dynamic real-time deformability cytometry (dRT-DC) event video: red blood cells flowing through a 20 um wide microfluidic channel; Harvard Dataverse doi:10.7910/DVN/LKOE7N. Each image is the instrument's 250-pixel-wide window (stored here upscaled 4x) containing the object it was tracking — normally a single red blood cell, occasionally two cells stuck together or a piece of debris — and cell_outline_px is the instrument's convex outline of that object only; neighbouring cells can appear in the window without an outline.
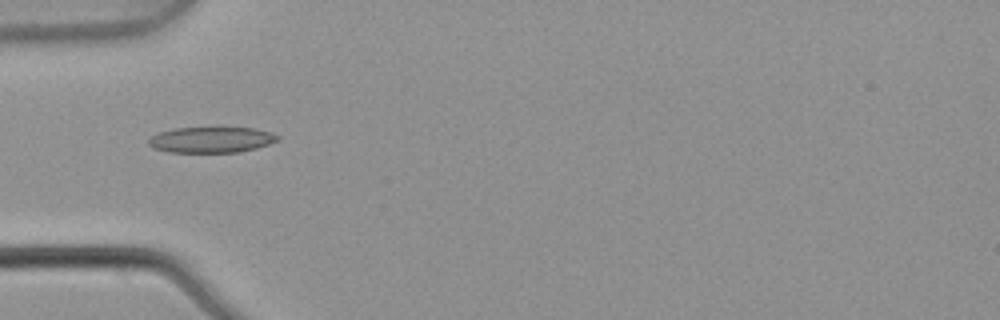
{"species": "common noctule bat (a hibernating species)", "species_latin": "Nyctalus noctula", "temperature_condition": "warm", "stored_images_in_passage": 7, "camera_frame_rate_fps": 3000, "um_per_image_px": 0.085, "animal": {"sex": "male", "body_mass_g": 21.5, "forearm_length_mm": 52.0}, "frame": {"image": 1, "passage_image": 5, "time_ms": 1.333, "image_size_px": [1000, 320], "cell_outline_px": [[280, 140], [256, 148], [240, 152], [168, 152], [152, 148], [148, 144], [148, 140], [152, 136], [160, 132], [176, 128], [252, 128], [272, 132], [280, 136]], "centroid_in_image_um": [17.98, 11.89], "position_along_channel_um": 67.0, "area_um2": 19.36}}
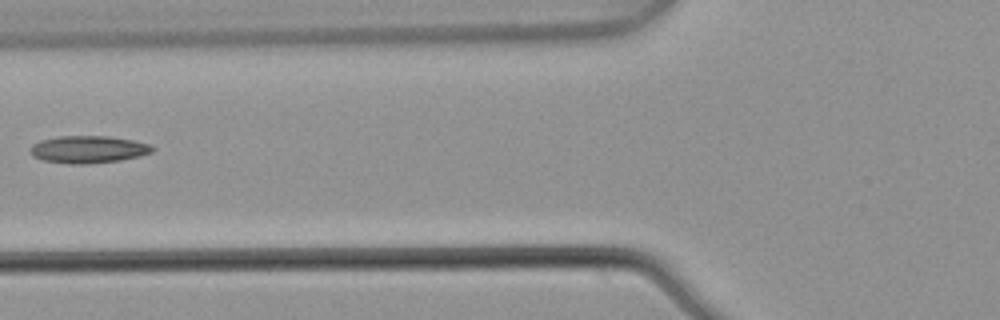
{"frame": {"image": 2, "passage_image": 6, "time_ms": 1.667, "image_size_px": [1000, 320], "cell_outline_px": [[156, 148], [152, 152], [140, 156], [120, 160], [84, 164], [72, 164], [44, 160], [32, 156], [28, 148], [32, 144], [40, 140], [56, 136], [108, 136], [132, 140], [148, 144]], "centroid_in_image_um": [7.47, 12.69], "position_along_channel_um": 118.3, "area_um2": 19.48}}
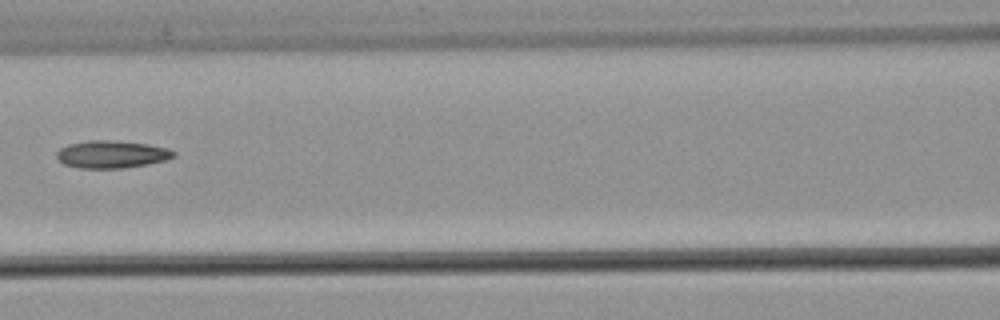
{"frame": {"image": 3, "passage_image": 7, "time_ms": 2.0, "image_size_px": [1000, 320], "cell_outline_px": [[176, 156], [168, 160], [148, 164], [124, 168], [80, 168], [64, 164], [56, 156], [56, 152], [60, 148], [68, 144], [88, 140], [108, 140], [148, 144], [168, 148], [176, 152]], "centroid_in_image_um": [9.52, 13.12], "position_along_channel_um": 157.1, "area_um2": 18.84}}